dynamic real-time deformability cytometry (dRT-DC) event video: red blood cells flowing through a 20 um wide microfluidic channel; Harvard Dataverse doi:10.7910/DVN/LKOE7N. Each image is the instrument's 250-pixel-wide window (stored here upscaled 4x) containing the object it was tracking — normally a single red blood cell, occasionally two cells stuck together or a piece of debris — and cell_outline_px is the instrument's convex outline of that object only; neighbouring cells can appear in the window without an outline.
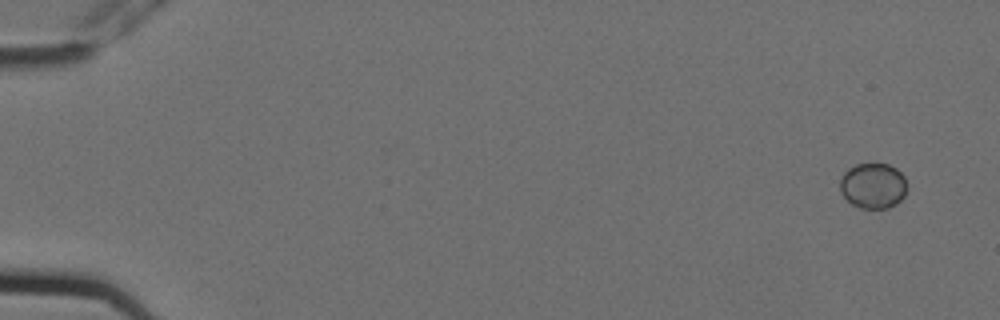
{"species": "Egyptian fruit bat (a non-hibernating species)", "species_latin": "Rousettus aegyptiacus", "temperature_condition": "cold", "stored_images_in_passage": 7, "camera_frame_rate_fps": 3000, "um_per_image_px": 0.085, "animal": {"sex": "female"}, "frame": {"image": 1, "passage_image": 1, "time_ms": 0.0, "image_size_px": [1000, 320], "cell_outline_px": [[908, 188], [904, 196], [896, 204], [888, 208], [860, 208], [852, 204], [840, 192], [840, 180], [844, 172], [848, 168], [856, 164], [888, 164], [896, 168], [904, 176], [908, 184]], "centroid_in_image_um": [74.23, 15.78], "position_along_channel_um": 10.8, "area_um2": 17.92}}
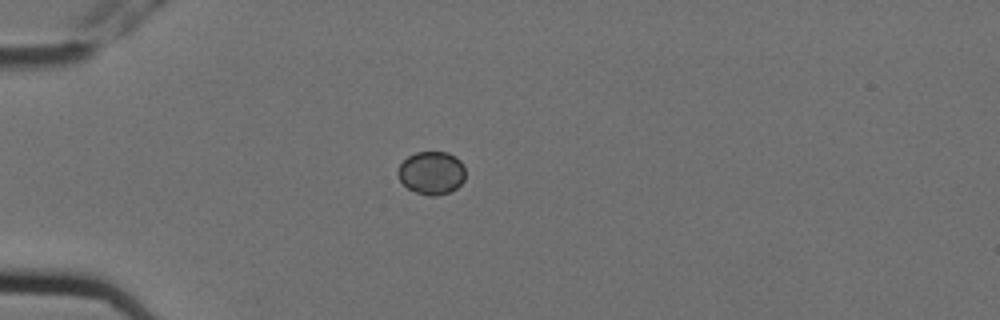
{"frame": {"image": 2, "passage_image": 5, "time_ms": 1.333, "image_size_px": [1000, 320], "cell_outline_px": [[464, 180], [456, 188], [448, 192], [436, 196], [428, 196], [416, 192], [408, 188], [400, 180], [396, 172], [400, 164], [408, 156], [416, 152], [448, 152], [456, 156], [464, 164]], "centroid_in_image_um": [36.68, 14.68], "position_along_channel_um": 48.3, "area_um2": 16.99}}
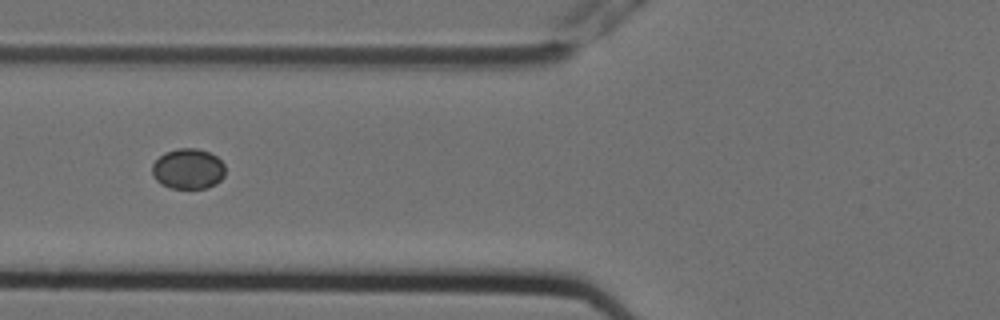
{"frame": {"image": 3, "passage_image": 7, "time_ms": 2.0, "image_size_px": [1000, 320], "cell_outline_px": [[224, 176], [216, 184], [208, 188], [168, 188], [160, 184], [152, 176], [152, 164], [164, 152], [176, 148], [196, 148], [208, 152], [216, 156], [224, 164]], "centroid_in_image_um": [15.96, 14.36], "position_along_channel_um": 109.8, "area_um2": 17.4}}